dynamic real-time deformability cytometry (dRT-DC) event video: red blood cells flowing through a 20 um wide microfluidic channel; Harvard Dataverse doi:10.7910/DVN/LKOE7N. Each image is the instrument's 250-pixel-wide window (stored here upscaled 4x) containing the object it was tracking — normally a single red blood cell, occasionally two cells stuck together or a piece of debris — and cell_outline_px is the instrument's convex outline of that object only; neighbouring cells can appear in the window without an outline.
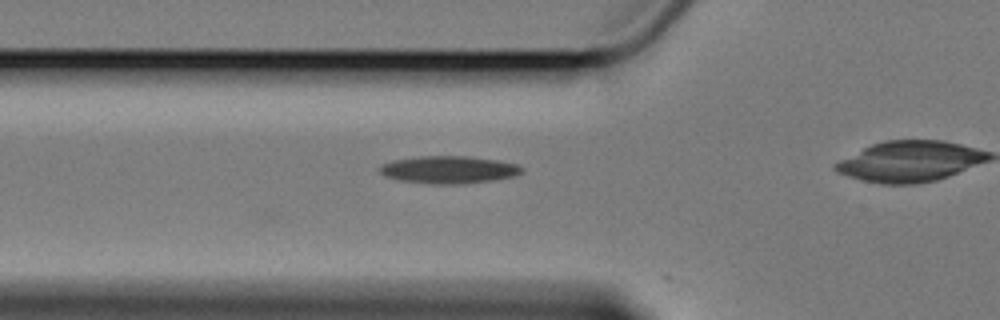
{"species": "Egyptian fruit bat (a non-hibernating species)", "species_latin": "Rousettus aegyptiacus", "temperature_condition": "cold", "stored_images_in_passage": 3, "camera_frame_rate_fps": 3000, "um_per_image_px": 0.085, "animal": {"sex": "female"}, "frame": {"image": 1, "passage_image": 2, "time_ms": 1.333, "image_size_px": [1000, 320], "cell_outline_px": [[524, 168], [520, 172], [512, 176], [492, 180], [464, 184], [432, 184], [400, 180], [388, 176], [380, 172], [380, 164], [392, 160], [420, 156], [468, 156], [496, 160], [516, 164]], "centroid_in_image_um": [38.12, 14.42], "position_along_channel_um": 87.7, "area_um2": 22.54}}